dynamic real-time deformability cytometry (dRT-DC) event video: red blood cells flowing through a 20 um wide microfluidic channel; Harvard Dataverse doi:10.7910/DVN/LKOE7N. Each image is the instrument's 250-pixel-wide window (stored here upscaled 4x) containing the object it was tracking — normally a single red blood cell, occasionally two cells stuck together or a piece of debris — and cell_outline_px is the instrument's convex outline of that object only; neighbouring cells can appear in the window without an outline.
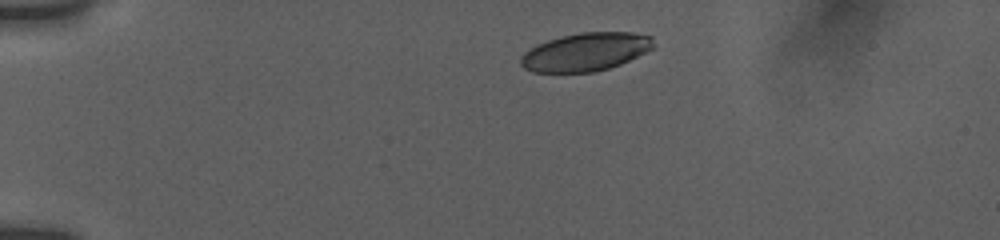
{"species": "human", "species_latin": "Homo sapiens", "temperature_condition": "room temperature", "stored_images_in_passage": 7, "camera_frame_rate_fps": 3000, "um_per_image_px": 0.085, "donor": {"sex": "female"}, "frame": {"image": 1, "passage_image": 3, "time_ms": 1.667, "image_size_px": [1000, 240], "cell_outline_px": [[652, 48], [620, 64], [608, 68], [592, 72], [532, 72], [524, 68], [520, 64], [520, 56], [524, 52], [536, 44], [560, 36], [580, 32], [632, 32], [652, 36]], "centroid_in_image_um": [49.72, 4.4], "position_along_channel_um": 35.3, "area_um2": 29.42}}
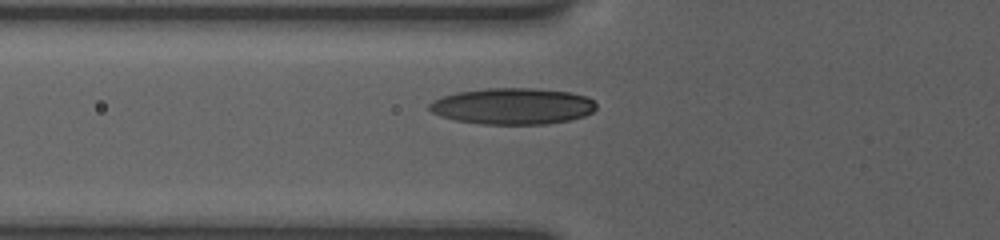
{"frame": {"image": 2, "passage_image": 7, "time_ms": 4.667, "image_size_px": [1000, 240], "cell_outline_px": [[596, 108], [592, 112], [584, 116], [568, 120], [548, 124], [480, 124], [456, 120], [440, 116], [432, 112], [428, 108], [428, 104], [432, 100], [456, 92], [488, 88], [532, 88], [568, 92], [588, 96], [596, 104]], "centroid_in_image_um": [43.56, 9.02], "position_along_channel_um": 82.2, "area_um2": 35.37}}